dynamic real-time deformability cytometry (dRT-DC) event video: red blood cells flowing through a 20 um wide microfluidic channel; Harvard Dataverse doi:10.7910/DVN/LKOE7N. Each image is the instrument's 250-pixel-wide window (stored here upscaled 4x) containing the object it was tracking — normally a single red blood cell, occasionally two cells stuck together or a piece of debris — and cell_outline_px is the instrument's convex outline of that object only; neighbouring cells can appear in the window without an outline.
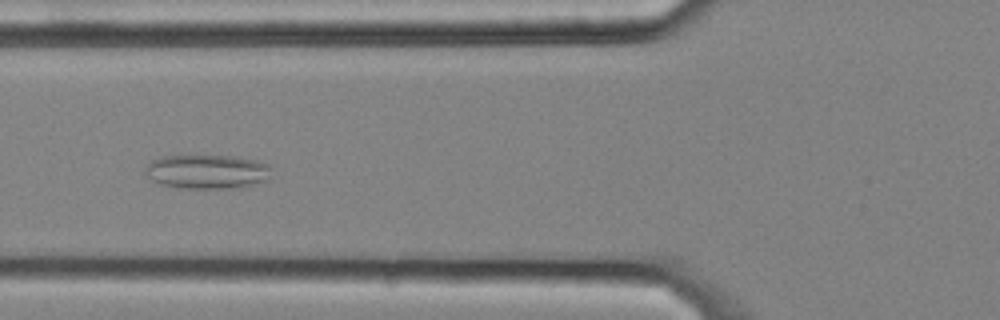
{"species": "common noctule bat (a hibernating species)", "species_latin": "Nyctalus noctula", "temperature_condition": "cold", "stored_images_in_passage": 4, "camera_frame_rate_fps": 3000, "um_per_image_px": 0.085, "animal": {"sex": "male", "body_mass_g": 20.4}, "frame": {"image": 1, "passage_image": 3, "time_ms": 0.667, "image_size_px": [1000, 320], "cell_outline_px": [[272, 176], [268, 180], [240, 188], [180, 188], [160, 184], [152, 180], [144, 172], [144, 168], [152, 160], [160, 156], [236, 156], [256, 160], [272, 164]], "centroid_in_image_um": [17.67, 14.59], "position_along_channel_um": 108.1, "area_um2": 25.61}}